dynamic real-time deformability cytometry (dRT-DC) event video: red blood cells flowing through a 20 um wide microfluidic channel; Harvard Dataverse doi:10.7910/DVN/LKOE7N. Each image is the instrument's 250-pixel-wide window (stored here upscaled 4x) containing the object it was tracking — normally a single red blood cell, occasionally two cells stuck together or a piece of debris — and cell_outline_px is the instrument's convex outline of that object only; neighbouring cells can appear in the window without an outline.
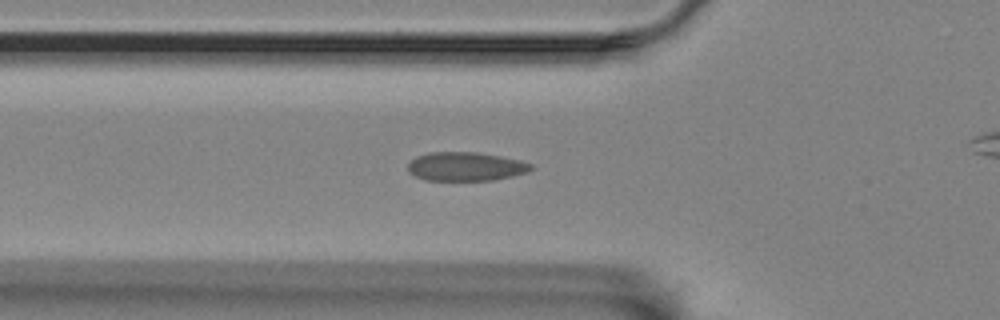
{"species": "Egyptian fruit bat (a non-hibernating species)", "species_latin": "Rousettus aegyptiacus", "temperature_condition": "room temperature", "stored_images_in_passage": 32, "camera_frame_rate_fps": 3000, "um_per_image_px": 0.085, "animal": {"sex": "female"}, "frame": {"image": 1, "passage_image": 7, "time_ms": 2.0, "image_size_px": [1000, 320], "cell_outline_px": [[532, 168], [528, 172], [512, 176], [492, 180], [424, 180], [408, 172], [408, 164], [416, 156], [428, 152], [476, 152], [500, 156], [520, 160], [532, 164]], "centroid_in_image_um": [39.57, 14.15], "position_along_channel_um": 86.2, "area_um2": 20.63}}
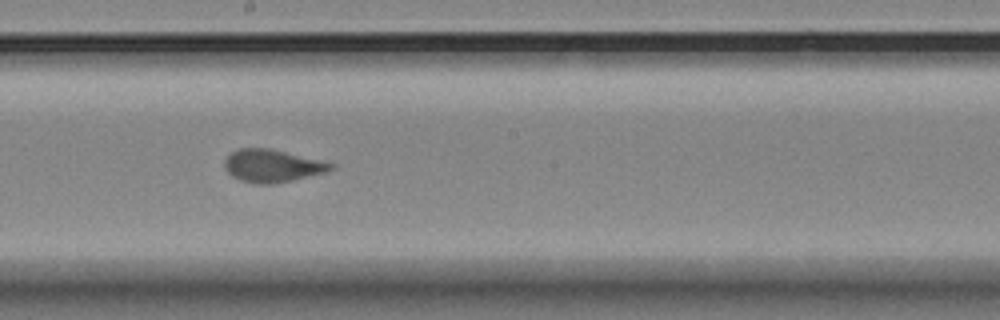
{"frame": {"image": 2, "passage_image": 19, "time_ms": 6.0, "image_size_px": [1000, 320], "cell_outline_px": [[336, 168], [328, 172], [292, 180], [272, 184], [256, 184], [240, 180], [232, 176], [224, 168], [224, 160], [232, 152], [240, 148], [268, 148], [336, 164]], "centroid_in_image_um": [23.15, 14.1], "position_along_channel_um": 225.0, "area_um2": 20.17}}
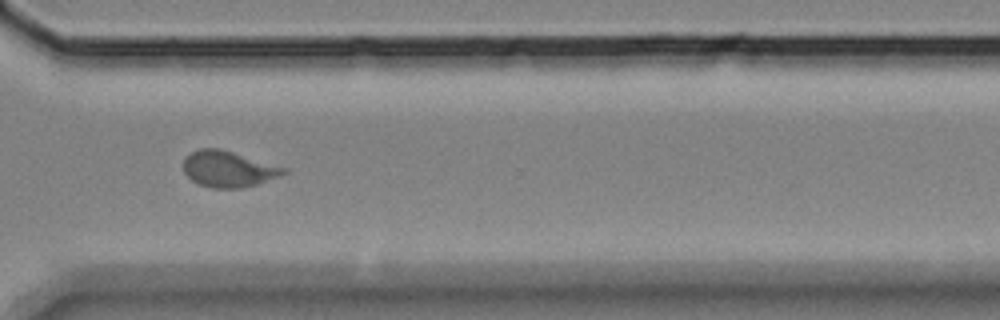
{"frame": {"image": 3, "passage_image": 30, "time_ms": 9.667, "image_size_px": [1000, 320], "cell_outline_px": [[288, 172], [280, 176], [244, 188], [212, 188], [200, 184], [192, 180], [184, 172], [184, 160], [192, 152], [200, 148], [220, 148], [288, 168]], "centroid_in_image_um": [19.44, 14.36], "position_along_channel_um": 351.2, "area_um2": 20.98}, "authors_computed_cell_mechanics": {"area_um2": 20.23, "velocity_mm_per_s": 3.4413, "shape_relaxation_time_tau1_ms": null, "shape_relaxation_time_tau2_ms": 0.7318, "deformation_change_tau1": null, "deformation_change_tau2": 0.0704}}